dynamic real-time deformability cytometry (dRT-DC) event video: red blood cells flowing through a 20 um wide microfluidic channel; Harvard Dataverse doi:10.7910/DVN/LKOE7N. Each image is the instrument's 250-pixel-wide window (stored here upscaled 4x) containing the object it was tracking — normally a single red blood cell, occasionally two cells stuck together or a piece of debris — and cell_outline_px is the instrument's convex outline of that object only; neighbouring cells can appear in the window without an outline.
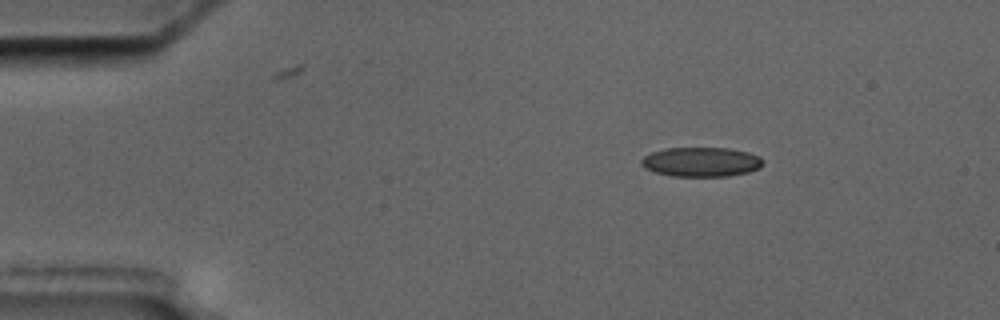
{"species": "common noctule bat (a hibernating species)", "species_latin": "Nyctalus noctula", "temperature_condition": "cold", "stored_images_in_passage": 5, "camera_frame_rate_fps": 3000, "um_per_image_px": 0.085, "animal": {"sex": "male", "body_mass_g": 17.5, "forearm_length_mm": 52.3}, "frame": {"image": 1, "passage_image": 2, "time_ms": 1.0, "image_size_px": [1000, 320], "cell_outline_px": [[764, 160], [760, 168], [748, 172], [728, 176], [672, 176], [656, 172], [644, 168], [640, 164], [640, 160], [644, 156], [652, 152], [664, 148], [728, 148], [748, 152], [760, 156]], "centroid_in_image_um": [59.6, 13.76], "position_along_channel_um": 25.4, "area_um2": 20.98}}
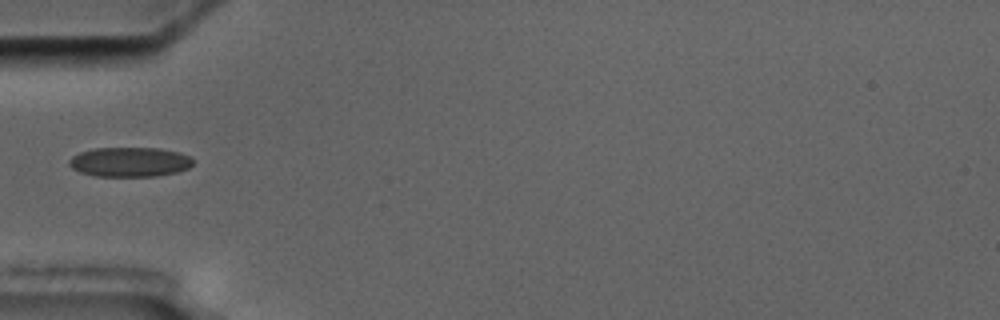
{"frame": {"image": 2, "passage_image": 5, "time_ms": 4.333, "image_size_px": [1000, 320], "cell_outline_px": [[196, 160], [188, 168], [176, 172], [156, 176], [96, 176], [80, 172], [72, 168], [68, 164], [68, 160], [72, 156], [80, 152], [96, 148], [160, 148], [180, 152], [192, 156]], "centroid_in_image_um": [11.06, 13.76], "position_along_channel_um": 73.9, "area_um2": 21.56}}